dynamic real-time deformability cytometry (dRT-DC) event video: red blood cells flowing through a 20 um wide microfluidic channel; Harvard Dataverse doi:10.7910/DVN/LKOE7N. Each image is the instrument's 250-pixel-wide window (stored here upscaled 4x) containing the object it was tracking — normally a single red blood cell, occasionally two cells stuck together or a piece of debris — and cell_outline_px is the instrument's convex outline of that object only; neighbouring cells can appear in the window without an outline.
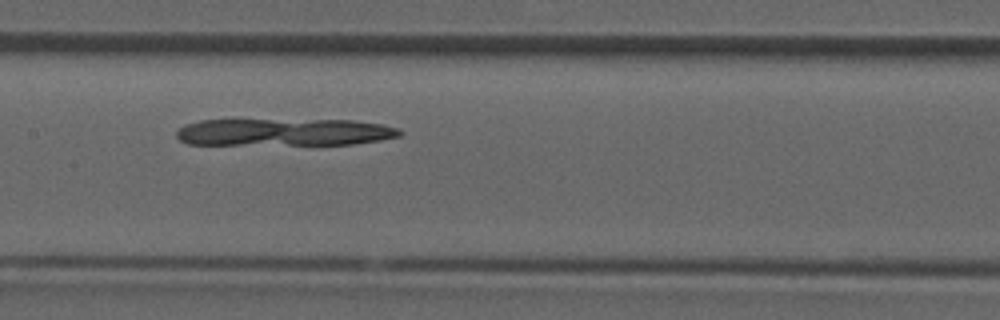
{"species": "common noctule bat (a hibernating species)", "species_latin": "Nyctalus noctula", "temperature_condition": "room temperature", "stored_images_in_passage": 12, "camera_frame_rate_fps": 3000, "um_per_image_px": 0.085, "animal": {"sex": "male", "forearm_length_mm": 52.5}, "frame": {"image": 1, "passage_image": 10, "time_ms": 3.0, "image_size_px": [1000, 320], "cell_outline_px": [[404, 132], [400, 136], [380, 140], [352, 144], [188, 144], [180, 140], [176, 136], [176, 132], [184, 124], [200, 120], [352, 120], [384, 124], [400, 128]], "centroid_in_image_um": [24.2, 11.23], "position_along_channel_um": 183.2, "area_um2": 35.55}}